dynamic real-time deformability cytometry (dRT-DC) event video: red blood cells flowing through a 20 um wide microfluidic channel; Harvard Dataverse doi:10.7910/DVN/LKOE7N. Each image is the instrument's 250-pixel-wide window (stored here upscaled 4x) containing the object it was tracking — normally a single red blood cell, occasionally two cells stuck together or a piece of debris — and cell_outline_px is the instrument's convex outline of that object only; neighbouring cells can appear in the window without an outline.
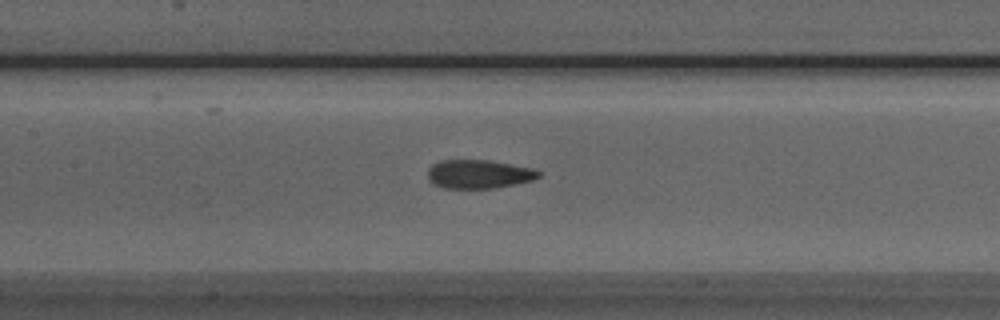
{"species": "Egyptian fruit bat (a non-hibernating species)", "species_latin": "Rousettus aegyptiacus", "temperature_condition": "room temperature", "stored_images_in_passage": 17, "camera_frame_rate_fps": 3000, "um_per_image_px": 0.085, "animal": {"sex": "male"}, "frame": {"image": 1, "passage_image": 12, "time_ms": 3.667, "image_size_px": [1000, 320], "cell_outline_px": [[540, 176], [532, 180], [492, 188], [444, 188], [432, 184], [428, 180], [428, 168], [432, 164], [440, 160], [488, 160], [532, 168], [540, 172]], "centroid_in_image_um": [40.63, 14.79], "position_along_channel_um": 166.8, "area_um2": 18.44}}
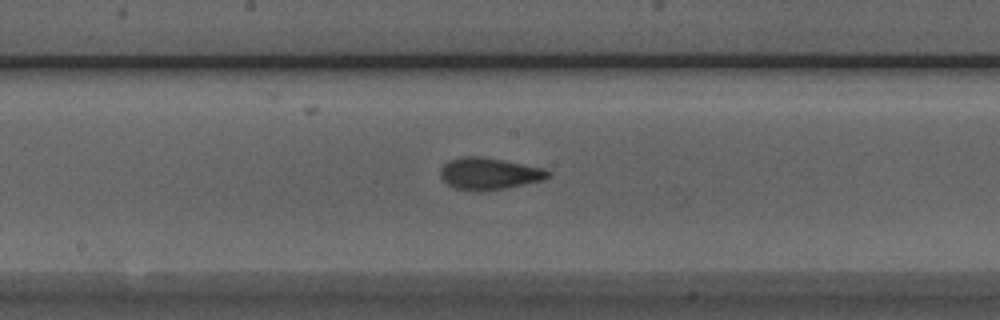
{"frame": {"image": 2, "passage_image": 15, "time_ms": 4.667, "image_size_px": [1000, 320], "cell_outline_px": [[552, 172], [544, 180], [508, 188], [484, 192], [472, 192], [456, 188], [448, 184], [440, 176], [440, 168], [448, 160], [460, 156], [484, 156], [544, 168]], "centroid_in_image_um": [41.57, 14.77], "position_along_channel_um": 206.6, "area_um2": 20.46}}